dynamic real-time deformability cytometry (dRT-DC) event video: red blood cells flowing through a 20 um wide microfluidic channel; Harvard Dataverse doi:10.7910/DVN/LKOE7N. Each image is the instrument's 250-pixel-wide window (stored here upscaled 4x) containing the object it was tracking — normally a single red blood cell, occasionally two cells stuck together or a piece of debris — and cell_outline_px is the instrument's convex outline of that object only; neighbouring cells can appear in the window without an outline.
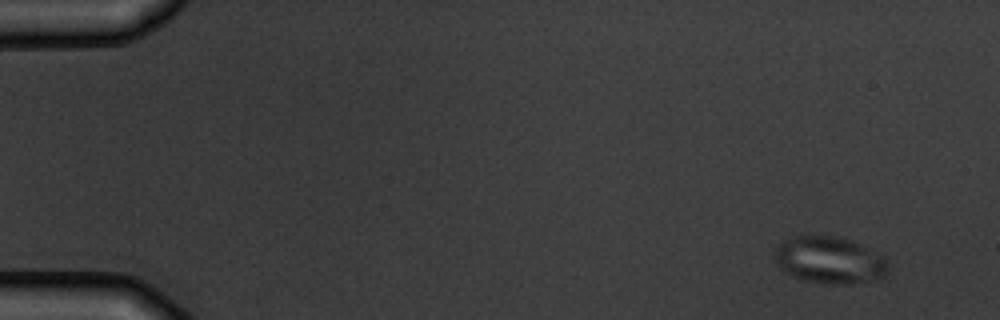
{"species": "common noctule bat (a hibernating species)", "species_latin": "Nyctalus noctula", "temperature_condition": "warm", "stored_images_in_passage": 3, "camera_frame_rate_fps": 3000, "um_per_image_px": 0.085, "animal": {"sex": "male", "body_mass_g": 19.5, "forearm_length_mm": 54.6}, "frame": {"image": 1, "passage_image": 1, "time_ms": 0.0, "image_size_px": [1000, 320], "cell_outline_px": [[888, 272], [884, 276], [876, 280], [852, 284], [824, 284], [804, 280], [784, 272], [780, 268], [776, 260], [776, 248], [784, 240], [792, 236], [840, 236], [852, 240], [884, 256], [888, 264]], "centroid_in_image_um": [70.55, 22.12], "position_along_channel_um": 14.4, "area_um2": 31.21}}